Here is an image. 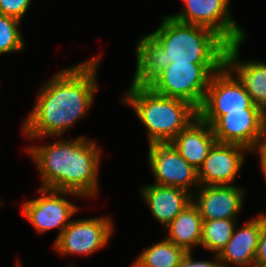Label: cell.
I'll return each mask as SVG.
<instances>
[{
    "label": "cell",
    "instance_id": "obj_1",
    "mask_svg": "<svg viewBox=\"0 0 266 267\" xmlns=\"http://www.w3.org/2000/svg\"><path fill=\"white\" fill-rule=\"evenodd\" d=\"M100 56L61 69L38 92L34 107L22 125L25 137H60L85 117L98 91Z\"/></svg>",
    "mask_w": 266,
    "mask_h": 267
},
{
    "label": "cell",
    "instance_id": "obj_2",
    "mask_svg": "<svg viewBox=\"0 0 266 267\" xmlns=\"http://www.w3.org/2000/svg\"><path fill=\"white\" fill-rule=\"evenodd\" d=\"M161 25L136 43L131 84L147 86L170 63H225L228 43L215 31L164 15Z\"/></svg>",
    "mask_w": 266,
    "mask_h": 267
},
{
    "label": "cell",
    "instance_id": "obj_3",
    "mask_svg": "<svg viewBox=\"0 0 266 267\" xmlns=\"http://www.w3.org/2000/svg\"><path fill=\"white\" fill-rule=\"evenodd\" d=\"M39 170L42 185L39 188L71 191L82 197L98 195V171L102 154L96 141L77 137L57 139L54 143L26 147Z\"/></svg>",
    "mask_w": 266,
    "mask_h": 267
},
{
    "label": "cell",
    "instance_id": "obj_4",
    "mask_svg": "<svg viewBox=\"0 0 266 267\" xmlns=\"http://www.w3.org/2000/svg\"><path fill=\"white\" fill-rule=\"evenodd\" d=\"M122 103L134 110L147 129L148 145L170 143L195 118L198 110L189 102L154 93L147 86L130 84Z\"/></svg>",
    "mask_w": 266,
    "mask_h": 267
},
{
    "label": "cell",
    "instance_id": "obj_5",
    "mask_svg": "<svg viewBox=\"0 0 266 267\" xmlns=\"http://www.w3.org/2000/svg\"><path fill=\"white\" fill-rule=\"evenodd\" d=\"M225 63H170L148 85L154 93L201 107L210 79Z\"/></svg>",
    "mask_w": 266,
    "mask_h": 267
},
{
    "label": "cell",
    "instance_id": "obj_6",
    "mask_svg": "<svg viewBox=\"0 0 266 267\" xmlns=\"http://www.w3.org/2000/svg\"><path fill=\"white\" fill-rule=\"evenodd\" d=\"M224 65L212 75L198 117L210 126L228 112L260 109L247 93L243 83Z\"/></svg>",
    "mask_w": 266,
    "mask_h": 267
},
{
    "label": "cell",
    "instance_id": "obj_7",
    "mask_svg": "<svg viewBox=\"0 0 266 267\" xmlns=\"http://www.w3.org/2000/svg\"><path fill=\"white\" fill-rule=\"evenodd\" d=\"M185 7L170 16L175 20L212 29L228 44L246 40V33L230 14V0H183Z\"/></svg>",
    "mask_w": 266,
    "mask_h": 267
},
{
    "label": "cell",
    "instance_id": "obj_8",
    "mask_svg": "<svg viewBox=\"0 0 266 267\" xmlns=\"http://www.w3.org/2000/svg\"><path fill=\"white\" fill-rule=\"evenodd\" d=\"M38 190L41 193L39 197L27 200L21 205L22 213L40 234L58 228L56 240L72 221L70 218L78 211V206L67 200L66 196L79 198L82 196L71 191H55L44 188Z\"/></svg>",
    "mask_w": 266,
    "mask_h": 267
},
{
    "label": "cell",
    "instance_id": "obj_9",
    "mask_svg": "<svg viewBox=\"0 0 266 267\" xmlns=\"http://www.w3.org/2000/svg\"><path fill=\"white\" fill-rule=\"evenodd\" d=\"M109 216L73 219L54 241V250L61 256L90 255L101 250L113 234Z\"/></svg>",
    "mask_w": 266,
    "mask_h": 267
},
{
    "label": "cell",
    "instance_id": "obj_10",
    "mask_svg": "<svg viewBox=\"0 0 266 267\" xmlns=\"http://www.w3.org/2000/svg\"><path fill=\"white\" fill-rule=\"evenodd\" d=\"M148 163L155 183L183 189L191 195L200 186L198 171L190 165L171 143L148 145ZM196 186V187H195Z\"/></svg>",
    "mask_w": 266,
    "mask_h": 267
},
{
    "label": "cell",
    "instance_id": "obj_11",
    "mask_svg": "<svg viewBox=\"0 0 266 267\" xmlns=\"http://www.w3.org/2000/svg\"><path fill=\"white\" fill-rule=\"evenodd\" d=\"M211 128L217 142L239 144L253 151L266 135V113L262 109L228 112Z\"/></svg>",
    "mask_w": 266,
    "mask_h": 267
},
{
    "label": "cell",
    "instance_id": "obj_12",
    "mask_svg": "<svg viewBox=\"0 0 266 267\" xmlns=\"http://www.w3.org/2000/svg\"><path fill=\"white\" fill-rule=\"evenodd\" d=\"M247 152L252 153L245 146L216 141L198 170L200 185H232Z\"/></svg>",
    "mask_w": 266,
    "mask_h": 267
},
{
    "label": "cell",
    "instance_id": "obj_13",
    "mask_svg": "<svg viewBox=\"0 0 266 267\" xmlns=\"http://www.w3.org/2000/svg\"><path fill=\"white\" fill-rule=\"evenodd\" d=\"M245 189L236 185H200L192 203L203 220L237 219L244 204Z\"/></svg>",
    "mask_w": 266,
    "mask_h": 267
},
{
    "label": "cell",
    "instance_id": "obj_14",
    "mask_svg": "<svg viewBox=\"0 0 266 267\" xmlns=\"http://www.w3.org/2000/svg\"><path fill=\"white\" fill-rule=\"evenodd\" d=\"M264 225V212L235 227L227 245L218 254L223 267H248L255 263L258 240ZM232 265V266H230Z\"/></svg>",
    "mask_w": 266,
    "mask_h": 267
},
{
    "label": "cell",
    "instance_id": "obj_15",
    "mask_svg": "<svg viewBox=\"0 0 266 267\" xmlns=\"http://www.w3.org/2000/svg\"><path fill=\"white\" fill-rule=\"evenodd\" d=\"M243 42L228 44L225 65L243 83L253 103L266 113V63L257 60L241 61L239 50Z\"/></svg>",
    "mask_w": 266,
    "mask_h": 267
},
{
    "label": "cell",
    "instance_id": "obj_16",
    "mask_svg": "<svg viewBox=\"0 0 266 267\" xmlns=\"http://www.w3.org/2000/svg\"><path fill=\"white\" fill-rule=\"evenodd\" d=\"M141 190L143 200L152 216L165 228L192 202V195L189 192L172 186L149 184L143 186Z\"/></svg>",
    "mask_w": 266,
    "mask_h": 267
},
{
    "label": "cell",
    "instance_id": "obj_17",
    "mask_svg": "<svg viewBox=\"0 0 266 267\" xmlns=\"http://www.w3.org/2000/svg\"><path fill=\"white\" fill-rule=\"evenodd\" d=\"M215 142L211 126L197 117L170 143L198 171Z\"/></svg>",
    "mask_w": 266,
    "mask_h": 267
},
{
    "label": "cell",
    "instance_id": "obj_18",
    "mask_svg": "<svg viewBox=\"0 0 266 267\" xmlns=\"http://www.w3.org/2000/svg\"><path fill=\"white\" fill-rule=\"evenodd\" d=\"M203 219L197 207L191 202L166 227L168 240L186 252H192L201 245Z\"/></svg>",
    "mask_w": 266,
    "mask_h": 267
},
{
    "label": "cell",
    "instance_id": "obj_19",
    "mask_svg": "<svg viewBox=\"0 0 266 267\" xmlns=\"http://www.w3.org/2000/svg\"><path fill=\"white\" fill-rule=\"evenodd\" d=\"M186 251L167 238L146 248L132 267H178Z\"/></svg>",
    "mask_w": 266,
    "mask_h": 267
},
{
    "label": "cell",
    "instance_id": "obj_20",
    "mask_svg": "<svg viewBox=\"0 0 266 267\" xmlns=\"http://www.w3.org/2000/svg\"><path fill=\"white\" fill-rule=\"evenodd\" d=\"M236 219L203 220L201 247L219 254L236 227Z\"/></svg>",
    "mask_w": 266,
    "mask_h": 267
},
{
    "label": "cell",
    "instance_id": "obj_21",
    "mask_svg": "<svg viewBox=\"0 0 266 267\" xmlns=\"http://www.w3.org/2000/svg\"><path fill=\"white\" fill-rule=\"evenodd\" d=\"M21 22L14 17L0 14V55L17 53L25 48L20 30Z\"/></svg>",
    "mask_w": 266,
    "mask_h": 267
},
{
    "label": "cell",
    "instance_id": "obj_22",
    "mask_svg": "<svg viewBox=\"0 0 266 267\" xmlns=\"http://www.w3.org/2000/svg\"><path fill=\"white\" fill-rule=\"evenodd\" d=\"M32 0H0V14L22 21Z\"/></svg>",
    "mask_w": 266,
    "mask_h": 267
},
{
    "label": "cell",
    "instance_id": "obj_23",
    "mask_svg": "<svg viewBox=\"0 0 266 267\" xmlns=\"http://www.w3.org/2000/svg\"><path fill=\"white\" fill-rule=\"evenodd\" d=\"M192 252H186L182 257L178 267H223L218 254H215L214 260H194Z\"/></svg>",
    "mask_w": 266,
    "mask_h": 267
},
{
    "label": "cell",
    "instance_id": "obj_24",
    "mask_svg": "<svg viewBox=\"0 0 266 267\" xmlns=\"http://www.w3.org/2000/svg\"><path fill=\"white\" fill-rule=\"evenodd\" d=\"M255 263L266 266V213L264 214V225L258 240Z\"/></svg>",
    "mask_w": 266,
    "mask_h": 267
},
{
    "label": "cell",
    "instance_id": "obj_25",
    "mask_svg": "<svg viewBox=\"0 0 266 267\" xmlns=\"http://www.w3.org/2000/svg\"><path fill=\"white\" fill-rule=\"evenodd\" d=\"M252 152L254 154L257 153L259 155L260 168H261V170L263 172L264 179L266 180V135L258 143L256 148Z\"/></svg>",
    "mask_w": 266,
    "mask_h": 267
},
{
    "label": "cell",
    "instance_id": "obj_26",
    "mask_svg": "<svg viewBox=\"0 0 266 267\" xmlns=\"http://www.w3.org/2000/svg\"><path fill=\"white\" fill-rule=\"evenodd\" d=\"M248 267H266V266H262V265H259L257 263H253V264L249 265Z\"/></svg>",
    "mask_w": 266,
    "mask_h": 267
},
{
    "label": "cell",
    "instance_id": "obj_27",
    "mask_svg": "<svg viewBox=\"0 0 266 267\" xmlns=\"http://www.w3.org/2000/svg\"><path fill=\"white\" fill-rule=\"evenodd\" d=\"M17 265V267H23V265L21 264V262H19V261H17V263H16Z\"/></svg>",
    "mask_w": 266,
    "mask_h": 267
}]
</instances>
